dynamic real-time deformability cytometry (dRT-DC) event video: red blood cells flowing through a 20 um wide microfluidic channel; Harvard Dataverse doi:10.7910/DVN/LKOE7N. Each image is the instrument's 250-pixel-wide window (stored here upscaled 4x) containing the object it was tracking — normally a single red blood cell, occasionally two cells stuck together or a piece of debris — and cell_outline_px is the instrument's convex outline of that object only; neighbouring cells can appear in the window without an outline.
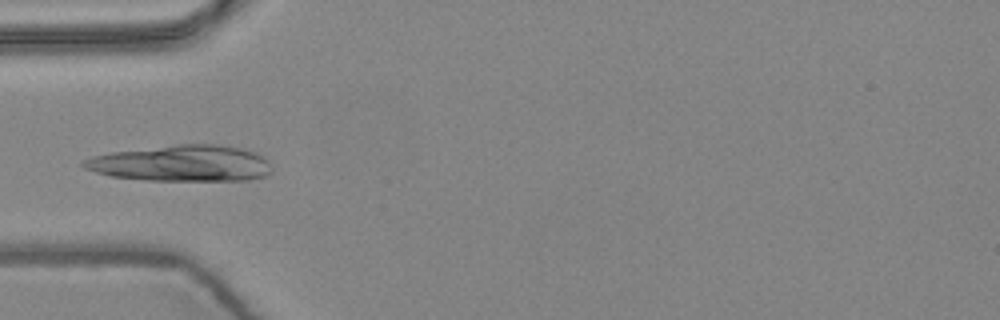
{"species": "common noctule bat (a hibernating species)", "species_latin": "Nyctalus noctula", "temperature_condition": "warm", "stored_images_in_passage": 10, "camera_frame_rate_fps": 3000, "um_per_image_px": 0.085, "animal": {"sex": "female", "body_mass_g": 24.6, "forearm_length_mm": 56.2}, "frame": {"image": 1, "passage_image": 4, "time_ms": 1.0, "image_size_px": [1000, 320], "cell_outline_px": [[272, 172], [264, 176], [248, 180], [148, 180], [112, 176], [96, 172], [84, 168], [80, 164], [84, 160], [92, 156], [112, 152], [176, 144], [216, 144], [240, 148], [256, 152], [268, 160], [272, 168]], "centroid_in_image_um": [15.46, 13.88], "position_along_channel_um": 69.5, "area_um2": 39.59}}
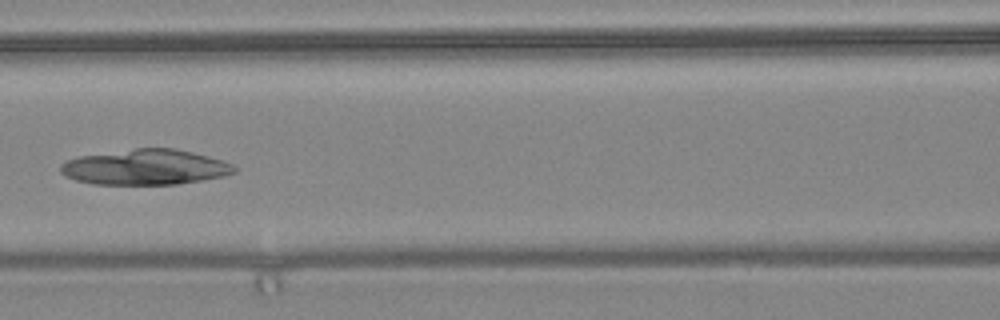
{"frame": {"image": 2, "passage_image": 6, "time_ms": 1.667, "image_size_px": [1000, 320], "cell_outline_px": [[236, 172], [224, 176], [176, 184], [92, 184], [76, 180], [64, 176], [60, 172], [60, 164], [68, 160], [80, 156], [136, 148], [172, 148], [192, 152], [208, 156], [232, 164], [236, 168]], "centroid_in_image_um": [12.33, 14.21], "position_along_channel_um": 154.3, "area_um2": 35.6}}
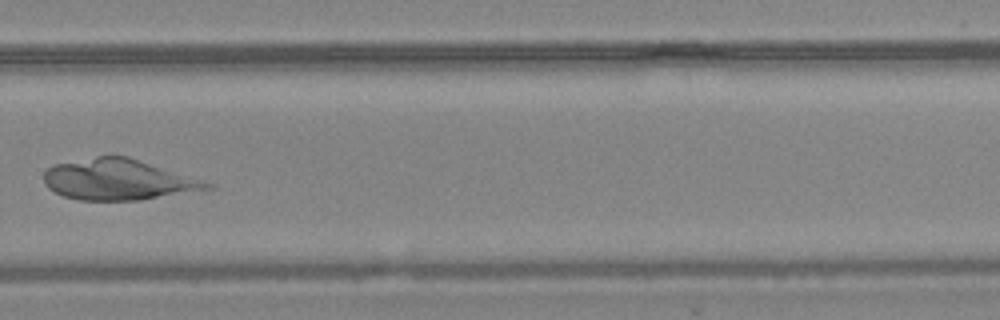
{"frame": {"image": 3, "passage_image": 10, "time_ms": 3.0, "image_size_px": [1000, 320], "cell_outline_px": [[216, 188], [140, 200], [80, 200], [64, 196], [48, 188], [44, 184], [44, 172], [52, 164], [96, 156], [128, 156], [216, 184]], "centroid_in_image_um": [10.07, 15.26], "position_along_channel_um": 319.7, "area_um2": 38.96}}